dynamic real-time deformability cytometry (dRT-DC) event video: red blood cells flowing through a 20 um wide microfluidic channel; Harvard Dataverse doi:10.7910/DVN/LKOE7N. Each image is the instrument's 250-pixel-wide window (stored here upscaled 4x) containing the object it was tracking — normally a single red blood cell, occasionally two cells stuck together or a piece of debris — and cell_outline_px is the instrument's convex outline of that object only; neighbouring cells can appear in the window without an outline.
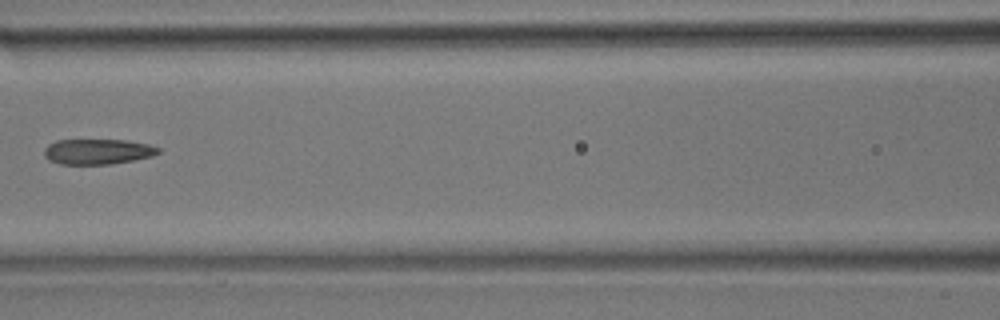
{"species": "common noctule bat (a hibernating species)", "species_latin": "Nyctalus noctula", "temperature_condition": "room temperature", "stored_images_in_passage": 5, "camera_frame_rate_fps": 3000, "um_per_image_px": 0.085, "animal": {"sex": "male", "body_mass_g": 17.9}, "frame": {"image": 1, "passage_image": 5, "time_ms": 1.333, "image_size_px": [1000, 320], "cell_outline_px": [[160, 152], [152, 156], [112, 164], [60, 164], [48, 160], [44, 156], [44, 148], [48, 144], [56, 140], [124, 140], [148, 144], [160, 148]], "centroid_in_image_um": [8.27, 12.88], "position_along_channel_um": 158.3, "area_um2": 16.88}}